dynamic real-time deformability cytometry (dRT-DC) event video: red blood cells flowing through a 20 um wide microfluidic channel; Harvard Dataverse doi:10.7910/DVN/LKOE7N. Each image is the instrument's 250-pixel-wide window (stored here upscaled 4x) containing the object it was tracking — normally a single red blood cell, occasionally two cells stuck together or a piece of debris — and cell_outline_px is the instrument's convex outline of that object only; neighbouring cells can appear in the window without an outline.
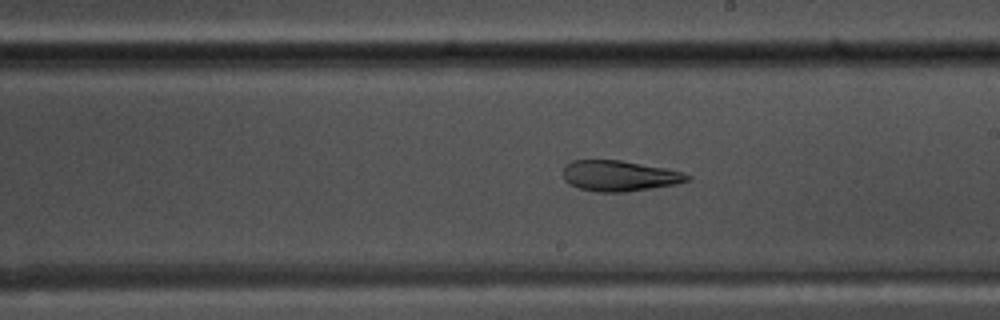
{"species": "common noctule bat (a hibernating species)", "species_latin": "Nyctalus noctula", "temperature_condition": "warm", "stored_images_in_passage": 52, "camera_frame_rate_fps": 3000, "um_per_image_px": 0.085, "animal": {"sex": "male", "body_mass_g": 17.5, "forearm_length_mm": 52.3}, "frame": {"image": 1, "passage_image": 29, "time_ms": 9.333, "image_size_px": [1000, 320], "cell_outline_px": [[692, 180], [676, 184], [652, 188], [624, 192], [600, 192], [580, 188], [568, 184], [564, 180], [564, 164], [572, 160], [620, 160], [664, 168], [684, 172], [692, 176]], "centroid_in_image_um": [52.66, 14.94], "position_along_channel_um": 236.3, "area_um2": 22.25}}
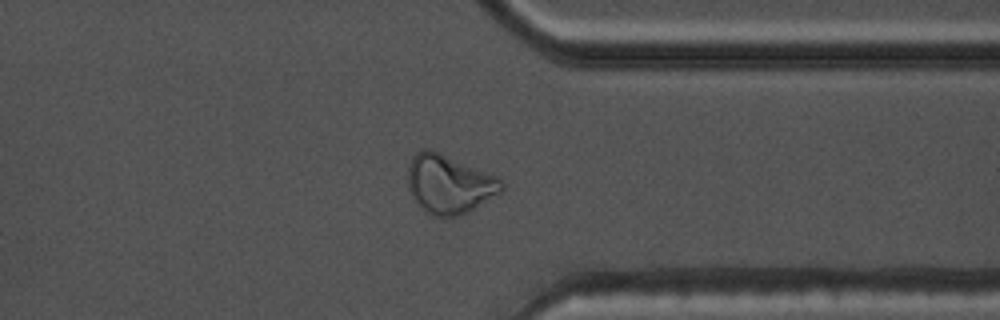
{"frame": {"image": 2, "passage_image": 40, "time_ms": 13.0, "image_size_px": [1000, 320], "cell_outline_px": [[504, 188], [500, 192], [468, 212], [460, 216], [432, 216], [412, 196], [408, 188], [408, 164], [412, 156], [416, 152], [424, 148], [432, 148], [496, 176], [504, 180]], "centroid_in_image_um": [38.17, 15.61], "position_along_channel_um": 373.2, "area_um2": 32.08}}
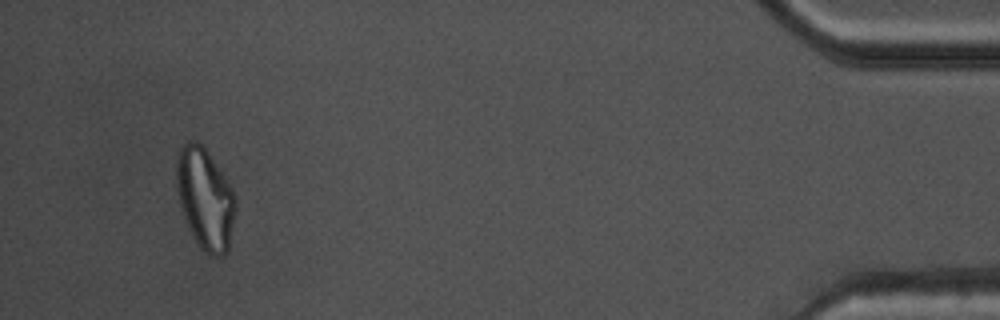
{"frame": {"image": 3, "passage_image": 49, "time_ms": 16.0, "image_size_px": [1000, 320], "cell_outline_px": [[236, 212], [228, 252], [224, 256], [208, 256], [200, 248], [192, 236], [184, 216], [180, 204], [176, 188], [176, 156], [180, 148], [188, 140], [196, 140], [208, 152], [232, 188], [236, 196]], "centroid_in_image_um": [17.44, 16.92], "position_along_channel_um": 417.8, "area_um2": 35.2}, "authors_computed_cell_mechanics": {"area_um2": 28.322, "velocity_mm_per_s": 3.7999, "shape_relaxation_time_tau1_ms": null, "shape_relaxation_time_tau2_ms": 3.3026, "deformation_change_tau1": null, "deformation_change_tau2": 0.1125}}